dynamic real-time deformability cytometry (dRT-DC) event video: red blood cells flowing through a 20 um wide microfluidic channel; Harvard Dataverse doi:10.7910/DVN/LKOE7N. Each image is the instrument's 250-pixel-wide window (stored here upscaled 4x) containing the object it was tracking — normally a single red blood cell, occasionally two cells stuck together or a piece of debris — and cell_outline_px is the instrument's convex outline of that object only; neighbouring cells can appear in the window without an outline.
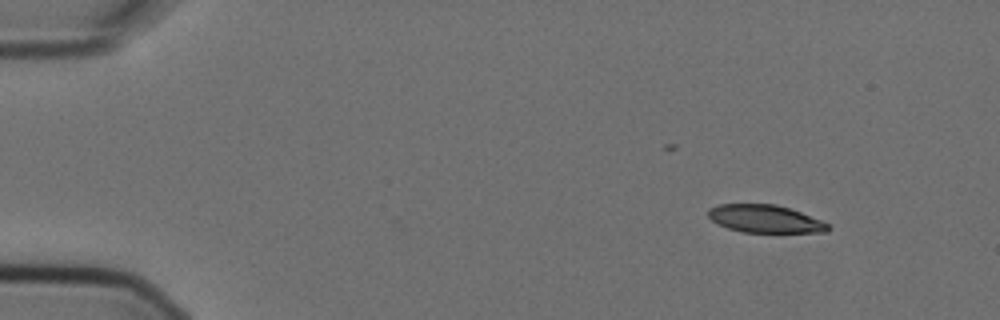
{"species": "Egyptian fruit bat (a non-hibernating species)", "species_latin": "Rousettus aegyptiacus", "temperature_condition": "cold", "stored_images_in_passage": 4, "camera_frame_rate_fps": 3000, "um_per_image_px": 0.085, "animal": {"sex": "female"}, "frame": {"image": 1, "passage_image": 1, "time_ms": 0.0, "image_size_px": [1000, 320], "cell_outline_px": [[828, 232], [740, 232], [728, 228], [712, 220], [708, 216], [708, 208], [720, 204], [776, 204], [800, 212], [820, 220], [828, 224]], "centroid_in_image_um": [64.99, 18.6], "position_along_channel_um": 20.0, "area_um2": 19.13}}
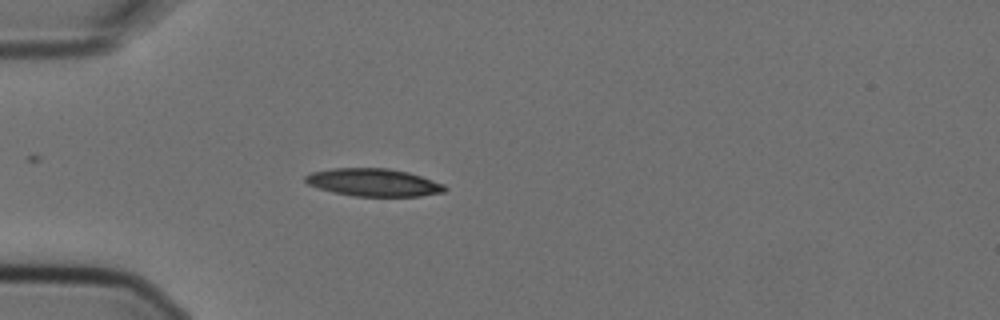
{"frame": {"image": 2, "passage_image": 4, "time_ms": 1.0, "image_size_px": [1000, 320], "cell_outline_px": [[448, 188], [444, 192], [420, 196], [352, 196], [332, 192], [308, 184], [304, 180], [304, 176], [312, 172], [332, 168], [388, 168], [408, 172], [444, 184]], "centroid_in_image_um": [31.75, 15.51], "position_along_channel_um": 53.3, "area_um2": 22.48}}